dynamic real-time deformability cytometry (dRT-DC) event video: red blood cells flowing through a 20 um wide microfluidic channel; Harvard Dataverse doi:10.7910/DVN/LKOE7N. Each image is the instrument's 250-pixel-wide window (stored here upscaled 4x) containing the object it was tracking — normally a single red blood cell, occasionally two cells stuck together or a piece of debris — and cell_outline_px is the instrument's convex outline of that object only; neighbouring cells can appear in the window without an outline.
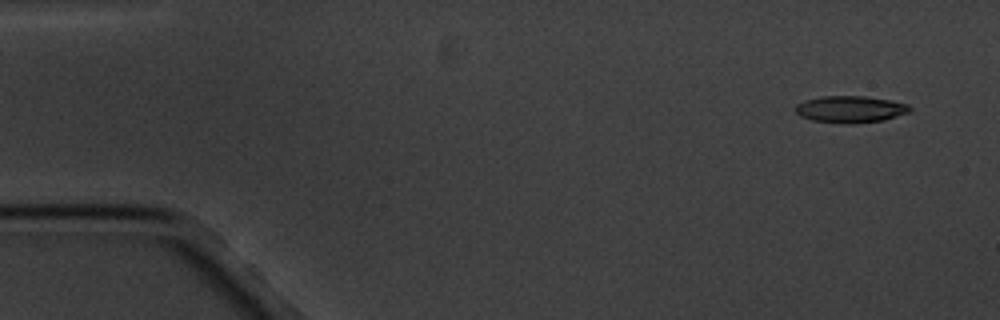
{"species": "common noctule bat (a hibernating species)", "species_latin": "Nyctalus noctula", "temperature_condition": "cold", "stored_images_in_passage": 6, "camera_frame_rate_fps": 3000, "um_per_image_px": 0.085, "animal": {"sex": "male", "body_mass_g": 20.1, "forearm_length_mm": 53.5}, "frame": {"image": 1, "passage_image": 1, "time_ms": 0.0, "image_size_px": [1000, 320], "cell_outline_px": [[912, 112], [884, 120], [852, 124], [840, 124], [812, 120], [800, 116], [796, 112], [796, 104], [804, 100], [820, 96], [864, 96], [888, 100], [908, 104], [912, 108]], "centroid_in_image_um": [72.29, 9.29], "position_along_channel_um": 12.7, "area_um2": 18.09}}
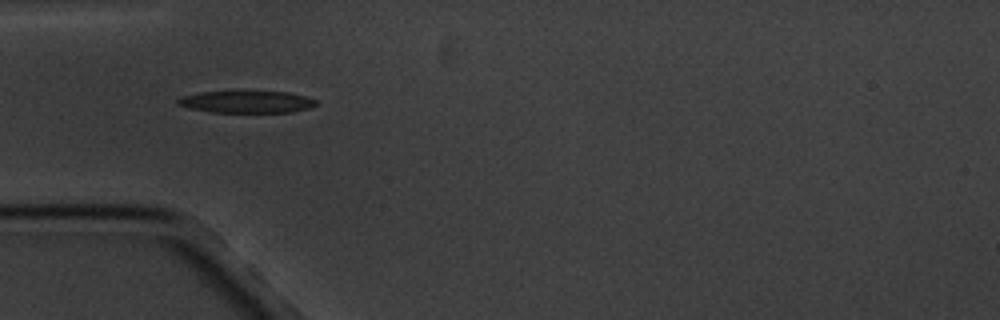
{"frame": {"image": 2, "passage_image": 5, "time_ms": 4.667, "image_size_px": [1000, 320], "cell_outline_px": [[316, 104], [308, 108], [292, 112], [212, 112], [188, 108], [176, 104], [176, 100], [180, 96], [200, 92], [236, 88], [288, 92], [304, 96], [316, 100]], "centroid_in_image_um": [20.87, 8.6], "position_along_channel_um": 64.1, "area_um2": 18.84}}
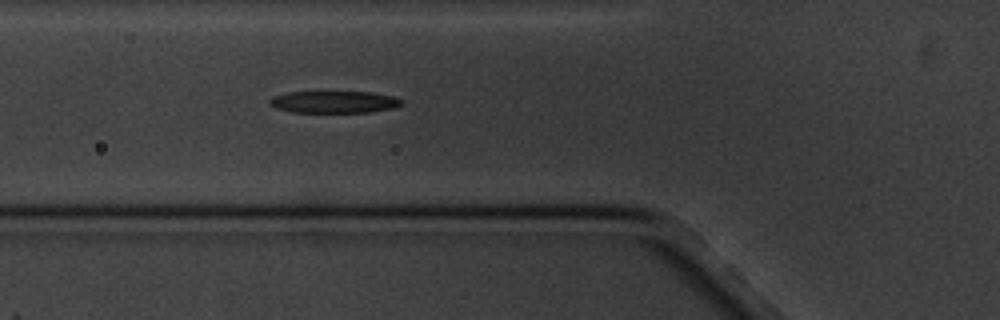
{"frame": {"image": 3, "passage_image": 6, "time_ms": 5.667, "image_size_px": [1000, 320], "cell_outline_px": [[404, 104], [392, 108], [372, 112], [292, 112], [276, 108], [268, 100], [272, 96], [288, 92], [372, 92], [392, 96], [404, 100]], "centroid_in_image_um": [28.43, 8.66], "position_along_channel_um": 97.4, "area_um2": 16.94}}